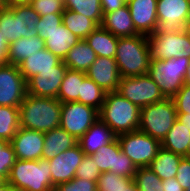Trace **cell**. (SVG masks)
<instances>
[{
    "mask_svg": "<svg viewBox=\"0 0 190 191\" xmlns=\"http://www.w3.org/2000/svg\"><path fill=\"white\" fill-rule=\"evenodd\" d=\"M61 61L62 60L58 56L52 54L45 48L27 57L18 67L24 79L28 81L33 76L44 71L56 70V65Z\"/></svg>",
    "mask_w": 190,
    "mask_h": 191,
    "instance_id": "cell-21",
    "label": "cell"
},
{
    "mask_svg": "<svg viewBox=\"0 0 190 191\" xmlns=\"http://www.w3.org/2000/svg\"><path fill=\"white\" fill-rule=\"evenodd\" d=\"M86 77V72L67 69L57 99L61 103L77 101L82 82Z\"/></svg>",
    "mask_w": 190,
    "mask_h": 191,
    "instance_id": "cell-30",
    "label": "cell"
},
{
    "mask_svg": "<svg viewBox=\"0 0 190 191\" xmlns=\"http://www.w3.org/2000/svg\"><path fill=\"white\" fill-rule=\"evenodd\" d=\"M39 18L30 4H12L0 9V35L8 44L20 38L34 37Z\"/></svg>",
    "mask_w": 190,
    "mask_h": 191,
    "instance_id": "cell-5",
    "label": "cell"
},
{
    "mask_svg": "<svg viewBox=\"0 0 190 191\" xmlns=\"http://www.w3.org/2000/svg\"><path fill=\"white\" fill-rule=\"evenodd\" d=\"M164 191H185L175 177L162 180Z\"/></svg>",
    "mask_w": 190,
    "mask_h": 191,
    "instance_id": "cell-45",
    "label": "cell"
},
{
    "mask_svg": "<svg viewBox=\"0 0 190 191\" xmlns=\"http://www.w3.org/2000/svg\"><path fill=\"white\" fill-rule=\"evenodd\" d=\"M61 106L56 98L27 94L19 107L20 127L44 133L60 127Z\"/></svg>",
    "mask_w": 190,
    "mask_h": 191,
    "instance_id": "cell-1",
    "label": "cell"
},
{
    "mask_svg": "<svg viewBox=\"0 0 190 191\" xmlns=\"http://www.w3.org/2000/svg\"><path fill=\"white\" fill-rule=\"evenodd\" d=\"M185 84L190 86V64L188 66L187 73H186V76H185Z\"/></svg>",
    "mask_w": 190,
    "mask_h": 191,
    "instance_id": "cell-53",
    "label": "cell"
},
{
    "mask_svg": "<svg viewBox=\"0 0 190 191\" xmlns=\"http://www.w3.org/2000/svg\"><path fill=\"white\" fill-rule=\"evenodd\" d=\"M175 178L185 191H190V159L183 157L178 165Z\"/></svg>",
    "mask_w": 190,
    "mask_h": 191,
    "instance_id": "cell-43",
    "label": "cell"
},
{
    "mask_svg": "<svg viewBox=\"0 0 190 191\" xmlns=\"http://www.w3.org/2000/svg\"><path fill=\"white\" fill-rule=\"evenodd\" d=\"M78 144V139L61 127L44 133L42 159L50 160Z\"/></svg>",
    "mask_w": 190,
    "mask_h": 191,
    "instance_id": "cell-23",
    "label": "cell"
},
{
    "mask_svg": "<svg viewBox=\"0 0 190 191\" xmlns=\"http://www.w3.org/2000/svg\"><path fill=\"white\" fill-rule=\"evenodd\" d=\"M67 69L62 60L56 65V70H47L33 76L27 81V94L57 99Z\"/></svg>",
    "mask_w": 190,
    "mask_h": 191,
    "instance_id": "cell-16",
    "label": "cell"
},
{
    "mask_svg": "<svg viewBox=\"0 0 190 191\" xmlns=\"http://www.w3.org/2000/svg\"><path fill=\"white\" fill-rule=\"evenodd\" d=\"M116 138L112 130L100 119L85 132L78 140V144L85 155L96 153L102 146L109 144Z\"/></svg>",
    "mask_w": 190,
    "mask_h": 191,
    "instance_id": "cell-20",
    "label": "cell"
},
{
    "mask_svg": "<svg viewBox=\"0 0 190 191\" xmlns=\"http://www.w3.org/2000/svg\"><path fill=\"white\" fill-rule=\"evenodd\" d=\"M61 24H63L62 13L40 16L36 24V33L43 41H46L48 34L58 28Z\"/></svg>",
    "mask_w": 190,
    "mask_h": 191,
    "instance_id": "cell-37",
    "label": "cell"
},
{
    "mask_svg": "<svg viewBox=\"0 0 190 191\" xmlns=\"http://www.w3.org/2000/svg\"><path fill=\"white\" fill-rule=\"evenodd\" d=\"M125 191H138L137 185L134 180L127 187H125Z\"/></svg>",
    "mask_w": 190,
    "mask_h": 191,
    "instance_id": "cell-49",
    "label": "cell"
},
{
    "mask_svg": "<svg viewBox=\"0 0 190 191\" xmlns=\"http://www.w3.org/2000/svg\"><path fill=\"white\" fill-rule=\"evenodd\" d=\"M155 35L176 33L190 19V0H157Z\"/></svg>",
    "mask_w": 190,
    "mask_h": 191,
    "instance_id": "cell-12",
    "label": "cell"
},
{
    "mask_svg": "<svg viewBox=\"0 0 190 191\" xmlns=\"http://www.w3.org/2000/svg\"><path fill=\"white\" fill-rule=\"evenodd\" d=\"M11 5L10 0H0V9H6Z\"/></svg>",
    "mask_w": 190,
    "mask_h": 191,
    "instance_id": "cell-52",
    "label": "cell"
},
{
    "mask_svg": "<svg viewBox=\"0 0 190 191\" xmlns=\"http://www.w3.org/2000/svg\"><path fill=\"white\" fill-rule=\"evenodd\" d=\"M44 132L20 127L11 140L15 157L18 160L42 159Z\"/></svg>",
    "mask_w": 190,
    "mask_h": 191,
    "instance_id": "cell-17",
    "label": "cell"
},
{
    "mask_svg": "<svg viewBox=\"0 0 190 191\" xmlns=\"http://www.w3.org/2000/svg\"><path fill=\"white\" fill-rule=\"evenodd\" d=\"M96 58V53L86 40L81 39L69 50L63 62L70 70L86 72Z\"/></svg>",
    "mask_w": 190,
    "mask_h": 191,
    "instance_id": "cell-27",
    "label": "cell"
},
{
    "mask_svg": "<svg viewBox=\"0 0 190 191\" xmlns=\"http://www.w3.org/2000/svg\"><path fill=\"white\" fill-rule=\"evenodd\" d=\"M121 150L127 155L136 168L148 167L157 156L161 142L146 133L136 130L116 136Z\"/></svg>",
    "mask_w": 190,
    "mask_h": 191,
    "instance_id": "cell-8",
    "label": "cell"
},
{
    "mask_svg": "<svg viewBox=\"0 0 190 191\" xmlns=\"http://www.w3.org/2000/svg\"><path fill=\"white\" fill-rule=\"evenodd\" d=\"M64 8L94 20L99 26L103 21L101 0H63Z\"/></svg>",
    "mask_w": 190,
    "mask_h": 191,
    "instance_id": "cell-33",
    "label": "cell"
},
{
    "mask_svg": "<svg viewBox=\"0 0 190 191\" xmlns=\"http://www.w3.org/2000/svg\"><path fill=\"white\" fill-rule=\"evenodd\" d=\"M8 52V43L7 41L0 35V64L6 63V55Z\"/></svg>",
    "mask_w": 190,
    "mask_h": 191,
    "instance_id": "cell-46",
    "label": "cell"
},
{
    "mask_svg": "<svg viewBox=\"0 0 190 191\" xmlns=\"http://www.w3.org/2000/svg\"><path fill=\"white\" fill-rule=\"evenodd\" d=\"M42 49H45V41L38 35L29 38H20L8 44L6 63L18 66L27 57Z\"/></svg>",
    "mask_w": 190,
    "mask_h": 191,
    "instance_id": "cell-24",
    "label": "cell"
},
{
    "mask_svg": "<svg viewBox=\"0 0 190 191\" xmlns=\"http://www.w3.org/2000/svg\"><path fill=\"white\" fill-rule=\"evenodd\" d=\"M15 161V152L11 142L0 139V175L6 180Z\"/></svg>",
    "mask_w": 190,
    "mask_h": 191,
    "instance_id": "cell-38",
    "label": "cell"
},
{
    "mask_svg": "<svg viewBox=\"0 0 190 191\" xmlns=\"http://www.w3.org/2000/svg\"><path fill=\"white\" fill-rule=\"evenodd\" d=\"M177 120L186 124V127L190 130V114H177Z\"/></svg>",
    "mask_w": 190,
    "mask_h": 191,
    "instance_id": "cell-47",
    "label": "cell"
},
{
    "mask_svg": "<svg viewBox=\"0 0 190 191\" xmlns=\"http://www.w3.org/2000/svg\"><path fill=\"white\" fill-rule=\"evenodd\" d=\"M183 31L185 34L189 37L190 39V19L184 24V29Z\"/></svg>",
    "mask_w": 190,
    "mask_h": 191,
    "instance_id": "cell-51",
    "label": "cell"
},
{
    "mask_svg": "<svg viewBox=\"0 0 190 191\" xmlns=\"http://www.w3.org/2000/svg\"><path fill=\"white\" fill-rule=\"evenodd\" d=\"M30 5L39 16L63 13L65 9L63 0H33Z\"/></svg>",
    "mask_w": 190,
    "mask_h": 191,
    "instance_id": "cell-40",
    "label": "cell"
},
{
    "mask_svg": "<svg viewBox=\"0 0 190 191\" xmlns=\"http://www.w3.org/2000/svg\"><path fill=\"white\" fill-rule=\"evenodd\" d=\"M53 191H97V182L74 177L54 187Z\"/></svg>",
    "mask_w": 190,
    "mask_h": 191,
    "instance_id": "cell-41",
    "label": "cell"
},
{
    "mask_svg": "<svg viewBox=\"0 0 190 191\" xmlns=\"http://www.w3.org/2000/svg\"><path fill=\"white\" fill-rule=\"evenodd\" d=\"M86 75L105 92L117 91L121 78L116 60L108 57H97Z\"/></svg>",
    "mask_w": 190,
    "mask_h": 191,
    "instance_id": "cell-18",
    "label": "cell"
},
{
    "mask_svg": "<svg viewBox=\"0 0 190 191\" xmlns=\"http://www.w3.org/2000/svg\"><path fill=\"white\" fill-rule=\"evenodd\" d=\"M27 95V81L17 65L0 64V106L20 107Z\"/></svg>",
    "mask_w": 190,
    "mask_h": 191,
    "instance_id": "cell-14",
    "label": "cell"
},
{
    "mask_svg": "<svg viewBox=\"0 0 190 191\" xmlns=\"http://www.w3.org/2000/svg\"><path fill=\"white\" fill-rule=\"evenodd\" d=\"M84 152L79 144L61 152L56 157L48 160L52 176L53 188L66 183L75 177L76 170L84 157Z\"/></svg>",
    "mask_w": 190,
    "mask_h": 191,
    "instance_id": "cell-15",
    "label": "cell"
},
{
    "mask_svg": "<svg viewBox=\"0 0 190 191\" xmlns=\"http://www.w3.org/2000/svg\"><path fill=\"white\" fill-rule=\"evenodd\" d=\"M101 26L116 37H130L139 34L133 24L127 4L103 16Z\"/></svg>",
    "mask_w": 190,
    "mask_h": 191,
    "instance_id": "cell-22",
    "label": "cell"
},
{
    "mask_svg": "<svg viewBox=\"0 0 190 191\" xmlns=\"http://www.w3.org/2000/svg\"><path fill=\"white\" fill-rule=\"evenodd\" d=\"M97 119L99 111L92 106L77 101L62 103L60 127L78 140Z\"/></svg>",
    "mask_w": 190,
    "mask_h": 191,
    "instance_id": "cell-11",
    "label": "cell"
},
{
    "mask_svg": "<svg viewBox=\"0 0 190 191\" xmlns=\"http://www.w3.org/2000/svg\"><path fill=\"white\" fill-rule=\"evenodd\" d=\"M6 182L7 180L2 175H0V186H2Z\"/></svg>",
    "mask_w": 190,
    "mask_h": 191,
    "instance_id": "cell-54",
    "label": "cell"
},
{
    "mask_svg": "<svg viewBox=\"0 0 190 191\" xmlns=\"http://www.w3.org/2000/svg\"><path fill=\"white\" fill-rule=\"evenodd\" d=\"M187 158L190 159V144H189V147H188V150H187Z\"/></svg>",
    "mask_w": 190,
    "mask_h": 191,
    "instance_id": "cell-55",
    "label": "cell"
},
{
    "mask_svg": "<svg viewBox=\"0 0 190 191\" xmlns=\"http://www.w3.org/2000/svg\"><path fill=\"white\" fill-rule=\"evenodd\" d=\"M190 144V130L186 124L176 120L166 137L161 141V147L187 158Z\"/></svg>",
    "mask_w": 190,
    "mask_h": 191,
    "instance_id": "cell-28",
    "label": "cell"
},
{
    "mask_svg": "<svg viewBox=\"0 0 190 191\" xmlns=\"http://www.w3.org/2000/svg\"><path fill=\"white\" fill-rule=\"evenodd\" d=\"M151 61L186 57L190 59V39L183 30L148 36Z\"/></svg>",
    "mask_w": 190,
    "mask_h": 191,
    "instance_id": "cell-10",
    "label": "cell"
},
{
    "mask_svg": "<svg viewBox=\"0 0 190 191\" xmlns=\"http://www.w3.org/2000/svg\"><path fill=\"white\" fill-rule=\"evenodd\" d=\"M127 2L125 0H101V9L103 16L106 13L112 12L125 6Z\"/></svg>",
    "mask_w": 190,
    "mask_h": 191,
    "instance_id": "cell-44",
    "label": "cell"
},
{
    "mask_svg": "<svg viewBox=\"0 0 190 191\" xmlns=\"http://www.w3.org/2000/svg\"><path fill=\"white\" fill-rule=\"evenodd\" d=\"M177 114H190V86L184 84L172 98Z\"/></svg>",
    "mask_w": 190,
    "mask_h": 191,
    "instance_id": "cell-42",
    "label": "cell"
},
{
    "mask_svg": "<svg viewBox=\"0 0 190 191\" xmlns=\"http://www.w3.org/2000/svg\"><path fill=\"white\" fill-rule=\"evenodd\" d=\"M33 0H10L12 4H30Z\"/></svg>",
    "mask_w": 190,
    "mask_h": 191,
    "instance_id": "cell-50",
    "label": "cell"
},
{
    "mask_svg": "<svg viewBox=\"0 0 190 191\" xmlns=\"http://www.w3.org/2000/svg\"><path fill=\"white\" fill-rule=\"evenodd\" d=\"M106 93L92 79L86 77L82 82L77 102L92 106L99 111L105 101Z\"/></svg>",
    "mask_w": 190,
    "mask_h": 191,
    "instance_id": "cell-34",
    "label": "cell"
},
{
    "mask_svg": "<svg viewBox=\"0 0 190 191\" xmlns=\"http://www.w3.org/2000/svg\"><path fill=\"white\" fill-rule=\"evenodd\" d=\"M0 191H15V189L8 182H6L0 186Z\"/></svg>",
    "mask_w": 190,
    "mask_h": 191,
    "instance_id": "cell-48",
    "label": "cell"
},
{
    "mask_svg": "<svg viewBox=\"0 0 190 191\" xmlns=\"http://www.w3.org/2000/svg\"><path fill=\"white\" fill-rule=\"evenodd\" d=\"M183 156L163 149L158 150L157 156L148 166L161 179L166 180L176 176L178 165Z\"/></svg>",
    "mask_w": 190,
    "mask_h": 191,
    "instance_id": "cell-29",
    "label": "cell"
},
{
    "mask_svg": "<svg viewBox=\"0 0 190 191\" xmlns=\"http://www.w3.org/2000/svg\"><path fill=\"white\" fill-rule=\"evenodd\" d=\"M127 6L136 31L149 36L156 30L157 0H130Z\"/></svg>",
    "mask_w": 190,
    "mask_h": 191,
    "instance_id": "cell-19",
    "label": "cell"
},
{
    "mask_svg": "<svg viewBox=\"0 0 190 191\" xmlns=\"http://www.w3.org/2000/svg\"><path fill=\"white\" fill-rule=\"evenodd\" d=\"M176 120L175 104L172 98H165L163 101L141 108L138 130L161 142Z\"/></svg>",
    "mask_w": 190,
    "mask_h": 191,
    "instance_id": "cell-7",
    "label": "cell"
},
{
    "mask_svg": "<svg viewBox=\"0 0 190 191\" xmlns=\"http://www.w3.org/2000/svg\"><path fill=\"white\" fill-rule=\"evenodd\" d=\"M7 182L17 191H53L48 160H18L12 166Z\"/></svg>",
    "mask_w": 190,
    "mask_h": 191,
    "instance_id": "cell-4",
    "label": "cell"
},
{
    "mask_svg": "<svg viewBox=\"0 0 190 191\" xmlns=\"http://www.w3.org/2000/svg\"><path fill=\"white\" fill-rule=\"evenodd\" d=\"M140 108L118 92H107L99 110V119L117 136L136 131L140 125Z\"/></svg>",
    "mask_w": 190,
    "mask_h": 191,
    "instance_id": "cell-3",
    "label": "cell"
},
{
    "mask_svg": "<svg viewBox=\"0 0 190 191\" xmlns=\"http://www.w3.org/2000/svg\"><path fill=\"white\" fill-rule=\"evenodd\" d=\"M134 181L138 191H164L162 180L149 167L137 168Z\"/></svg>",
    "mask_w": 190,
    "mask_h": 191,
    "instance_id": "cell-35",
    "label": "cell"
},
{
    "mask_svg": "<svg viewBox=\"0 0 190 191\" xmlns=\"http://www.w3.org/2000/svg\"><path fill=\"white\" fill-rule=\"evenodd\" d=\"M80 40L77 35L61 24L48 34V38L45 41V48L61 60H64L69 50Z\"/></svg>",
    "mask_w": 190,
    "mask_h": 191,
    "instance_id": "cell-25",
    "label": "cell"
},
{
    "mask_svg": "<svg viewBox=\"0 0 190 191\" xmlns=\"http://www.w3.org/2000/svg\"><path fill=\"white\" fill-rule=\"evenodd\" d=\"M134 178L122 177L110 171L101 173L97 180V191H125Z\"/></svg>",
    "mask_w": 190,
    "mask_h": 191,
    "instance_id": "cell-36",
    "label": "cell"
},
{
    "mask_svg": "<svg viewBox=\"0 0 190 191\" xmlns=\"http://www.w3.org/2000/svg\"><path fill=\"white\" fill-rule=\"evenodd\" d=\"M85 40L97 57L115 58L118 37L102 26H98Z\"/></svg>",
    "mask_w": 190,
    "mask_h": 191,
    "instance_id": "cell-26",
    "label": "cell"
},
{
    "mask_svg": "<svg viewBox=\"0 0 190 191\" xmlns=\"http://www.w3.org/2000/svg\"><path fill=\"white\" fill-rule=\"evenodd\" d=\"M140 109L165 99L159 86L150 75L121 77L117 91Z\"/></svg>",
    "mask_w": 190,
    "mask_h": 191,
    "instance_id": "cell-9",
    "label": "cell"
},
{
    "mask_svg": "<svg viewBox=\"0 0 190 191\" xmlns=\"http://www.w3.org/2000/svg\"><path fill=\"white\" fill-rule=\"evenodd\" d=\"M19 128V107L0 106V139L11 142Z\"/></svg>",
    "mask_w": 190,
    "mask_h": 191,
    "instance_id": "cell-32",
    "label": "cell"
},
{
    "mask_svg": "<svg viewBox=\"0 0 190 191\" xmlns=\"http://www.w3.org/2000/svg\"><path fill=\"white\" fill-rule=\"evenodd\" d=\"M190 59L186 57L151 61L148 74L165 98H173L185 84Z\"/></svg>",
    "mask_w": 190,
    "mask_h": 191,
    "instance_id": "cell-6",
    "label": "cell"
},
{
    "mask_svg": "<svg viewBox=\"0 0 190 191\" xmlns=\"http://www.w3.org/2000/svg\"><path fill=\"white\" fill-rule=\"evenodd\" d=\"M90 156L101 173L110 171L122 177L134 178L137 171L132 160L121 150L117 137Z\"/></svg>",
    "mask_w": 190,
    "mask_h": 191,
    "instance_id": "cell-13",
    "label": "cell"
},
{
    "mask_svg": "<svg viewBox=\"0 0 190 191\" xmlns=\"http://www.w3.org/2000/svg\"><path fill=\"white\" fill-rule=\"evenodd\" d=\"M101 175L96 161L90 155H84L79 164L75 177L97 182Z\"/></svg>",
    "mask_w": 190,
    "mask_h": 191,
    "instance_id": "cell-39",
    "label": "cell"
},
{
    "mask_svg": "<svg viewBox=\"0 0 190 191\" xmlns=\"http://www.w3.org/2000/svg\"><path fill=\"white\" fill-rule=\"evenodd\" d=\"M121 77H134L149 72L151 56L148 36L137 34L118 38L115 58Z\"/></svg>",
    "mask_w": 190,
    "mask_h": 191,
    "instance_id": "cell-2",
    "label": "cell"
},
{
    "mask_svg": "<svg viewBox=\"0 0 190 191\" xmlns=\"http://www.w3.org/2000/svg\"><path fill=\"white\" fill-rule=\"evenodd\" d=\"M62 23L80 39H85L99 26L94 20L68 9L62 13Z\"/></svg>",
    "mask_w": 190,
    "mask_h": 191,
    "instance_id": "cell-31",
    "label": "cell"
}]
</instances>
